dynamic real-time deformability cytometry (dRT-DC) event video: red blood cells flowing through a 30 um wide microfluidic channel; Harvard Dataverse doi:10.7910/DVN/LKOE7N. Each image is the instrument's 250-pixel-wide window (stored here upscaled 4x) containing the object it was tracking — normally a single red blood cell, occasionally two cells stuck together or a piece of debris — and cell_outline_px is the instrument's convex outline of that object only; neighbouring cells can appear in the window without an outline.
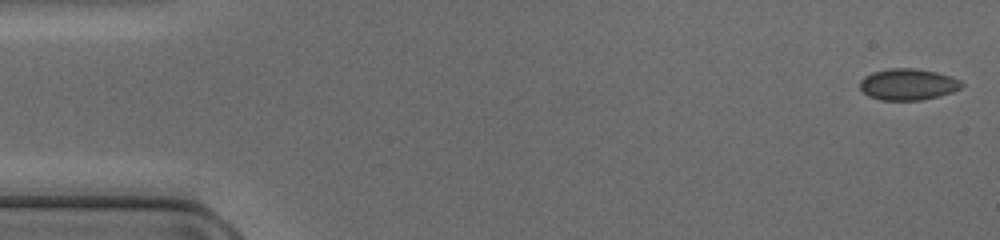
{"species": "common noctule bat (a hibernating species)", "species_latin": "Nyctalus noctula", "temperature_condition": "cold", "stored_images_in_passage": 48, "camera_frame_rate_fps": 3000, "um_per_image_px": 0.085, "animal": {"sex": "female", "body_mass_g": 17.0, "forearm_length_mm": 48.0}, "frame": {"image": 1, "passage_image": 1, "time_ms": 0.0, "image_size_px": [1000, 240], "cell_outline_px": [[964, 84], [960, 88], [952, 92], [940, 96], [920, 100], [880, 100], [868, 96], [860, 88], [860, 80], [864, 76], [872, 72], [888, 68], [916, 68], [936, 72], [960, 80]], "centroid_in_image_um": [77.15, 7.17], "position_along_channel_um": 7.8, "area_um2": 18.67}}
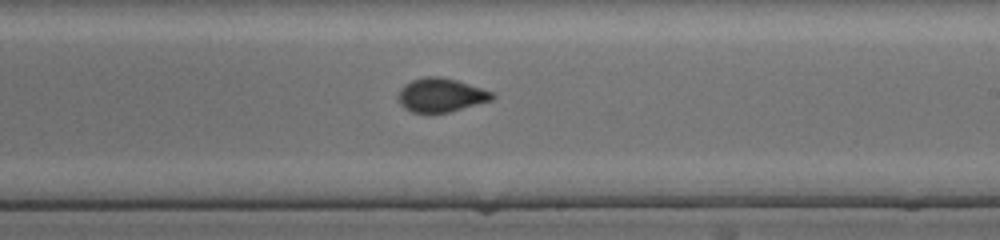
{"frame": {"image": 2, "passage_image": 28, "time_ms": 9.0, "image_size_px": [1000, 240], "cell_outline_px": [[496, 96], [492, 100], [448, 112], [412, 112], [404, 108], [400, 104], [396, 96], [400, 88], [404, 84], [412, 80], [424, 76], [440, 76], [456, 80], [492, 92]], "centroid_in_image_um": [37.43, 8.07], "position_along_channel_um": 251.6, "area_um2": 18.44}}
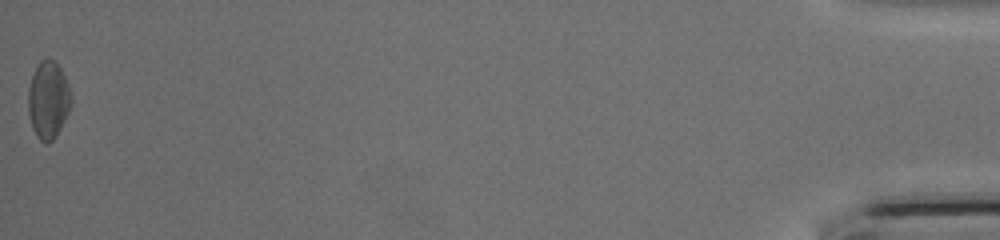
{"frame": {"image": 3, "passage_image": 48, "time_ms": 15.667, "image_size_px": [1000, 240], "cell_outline_px": [[72, 100], [68, 112], [56, 136], [48, 144], [44, 144], [36, 136], [32, 128], [28, 112], [28, 88], [32, 76], [40, 60], [48, 56], [56, 60], [68, 84]], "centroid_in_image_um": [4.09, 8.48], "position_along_channel_um": 431.1, "area_um2": 19.54}}